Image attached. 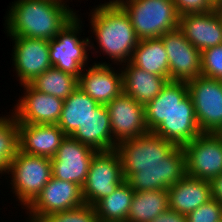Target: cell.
Listing matches in <instances>:
<instances>
[{"instance_id": "52a82bcc", "label": "cell", "mask_w": 222, "mask_h": 222, "mask_svg": "<svg viewBox=\"0 0 222 222\" xmlns=\"http://www.w3.org/2000/svg\"><path fill=\"white\" fill-rule=\"evenodd\" d=\"M80 22L82 24L76 15L56 37L49 40L51 65L77 78L88 63L89 54L87 51L94 49V43L92 44L88 37L85 39L77 37L82 32L80 31L82 28Z\"/></svg>"}, {"instance_id": "8fae6325", "label": "cell", "mask_w": 222, "mask_h": 222, "mask_svg": "<svg viewBox=\"0 0 222 222\" xmlns=\"http://www.w3.org/2000/svg\"><path fill=\"white\" fill-rule=\"evenodd\" d=\"M82 187L76 183L51 177L39 195L26 208L29 222H39L43 217L84 205Z\"/></svg>"}, {"instance_id": "e575fe53", "label": "cell", "mask_w": 222, "mask_h": 222, "mask_svg": "<svg viewBox=\"0 0 222 222\" xmlns=\"http://www.w3.org/2000/svg\"><path fill=\"white\" fill-rule=\"evenodd\" d=\"M215 8L221 3V0H208Z\"/></svg>"}, {"instance_id": "e0dca14e", "label": "cell", "mask_w": 222, "mask_h": 222, "mask_svg": "<svg viewBox=\"0 0 222 222\" xmlns=\"http://www.w3.org/2000/svg\"><path fill=\"white\" fill-rule=\"evenodd\" d=\"M78 88L98 104L107 105L123 93L122 71L115 72L106 62L94 63L87 70H82L78 78Z\"/></svg>"}, {"instance_id": "277c9868", "label": "cell", "mask_w": 222, "mask_h": 222, "mask_svg": "<svg viewBox=\"0 0 222 222\" xmlns=\"http://www.w3.org/2000/svg\"><path fill=\"white\" fill-rule=\"evenodd\" d=\"M116 1L109 0L92 9L90 23L101 52L121 65L131 60L139 38L128 14Z\"/></svg>"}, {"instance_id": "5b68a950", "label": "cell", "mask_w": 222, "mask_h": 222, "mask_svg": "<svg viewBox=\"0 0 222 222\" xmlns=\"http://www.w3.org/2000/svg\"><path fill=\"white\" fill-rule=\"evenodd\" d=\"M128 14L139 40L158 38L178 28L172 0H117Z\"/></svg>"}, {"instance_id": "ba28073f", "label": "cell", "mask_w": 222, "mask_h": 222, "mask_svg": "<svg viewBox=\"0 0 222 222\" xmlns=\"http://www.w3.org/2000/svg\"><path fill=\"white\" fill-rule=\"evenodd\" d=\"M123 181L122 162L117 150L97 151L90 162L87 179L82 187L85 204L94 206L113 193Z\"/></svg>"}, {"instance_id": "4316f807", "label": "cell", "mask_w": 222, "mask_h": 222, "mask_svg": "<svg viewBox=\"0 0 222 222\" xmlns=\"http://www.w3.org/2000/svg\"><path fill=\"white\" fill-rule=\"evenodd\" d=\"M30 84L42 93L65 100L78 88V78L52 66Z\"/></svg>"}, {"instance_id": "603a6c76", "label": "cell", "mask_w": 222, "mask_h": 222, "mask_svg": "<svg viewBox=\"0 0 222 222\" xmlns=\"http://www.w3.org/2000/svg\"><path fill=\"white\" fill-rule=\"evenodd\" d=\"M130 62L146 72L165 77L169 81L168 54L160 37L139 40Z\"/></svg>"}, {"instance_id": "ffe728a7", "label": "cell", "mask_w": 222, "mask_h": 222, "mask_svg": "<svg viewBox=\"0 0 222 222\" xmlns=\"http://www.w3.org/2000/svg\"><path fill=\"white\" fill-rule=\"evenodd\" d=\"M167 191L169 209L184 215L212 199L210 181L188 175L169 187Z\"/></svg>"}, {"instance_id": "4dcf8cb0", "label": "cell", "mask_w": 222, "mask_h": 222, "mask_svg": "<svg viewBox=\"0 0 222 222\" xmlns=\"http://www.w3.org/2000/svg\"><path fill=\"white\" fill-rule=\"evenodd\" d=\"M186 219L187 222H221L222 205L212 198L187 214Z\"/></svg>"}, {"instance_id": "44dd1931", "label": "cell", "mask_w": 222, "mask_h": 222, "mask_svg": "<svg viewBox=\"0 0 222 222\" xmlns=\"http://www.w3.org/2000/svg\"><path fill=\"white\" fill-rule=\"evenodd\" d=\"M71 137L96 151L114 150L118 144L112 137L110 117L106 105L100 104Z\"/></svg>"}, {"instance_id": "7a4b0ae2", "label": "cell", "mask_w": 222, "mask_h": 222, "mask_svg": "<svg viewBox=\"0 0 222 222\" xmlns=\"http://www.w3.org/2000/svg\"><path fill=\"white\" fill-rule=\"evenodd\" d=\"M145 115L149 132L175 146L183 147L202 133L184 81H168L145 106Z\"/></svg>"}, {"instance_id": "484cf974", "label": "cell", "mask_w": 222, "mask_h": 222, "mask_svg": "<svg viewBox=\"0 0 222 222\" xmlns=\"http://www.w3.org/2000/svg\"><path fill=\"white\" fill-rule=\"evenodd\" d=\"M168 209L167 190L135 192L126 222H151Z\"/></svg>"}, {"instance_id": "30bf717a", "label": "cell", "mask_w": 222, "mask_h": 222, "mask_svg": "<svg viewBox=\"0 0 222 222\" xmlns=\"http://www.w3.org/2000/svg\"><path fill=\"white\" fill-rule=\"evenodd\" d=\"M182 148L186 175L211 181L222 174V133H201Z\"/></svg>"}, {"instance_id": "8d00e7d4", "label": "cell", "mask_w": 222, "mask_h": 222, "mask_svg": "<svg viewBox=\"0 0 222 222\" xmlns=\"http://www.w3.org/2000/svg\"><path fill=\"white\" fill-rule=\"evenodd\" d=\"M218 13L220 14L221 18H222V9H217Z\"/></svg>"}, {"instance_id": "3957f363", "label": "cell", "mask_w": 222, "mask_h": 222, "mask_svg": "<svg viewBox=\"0 0 222 222\" xmlns=\"http://www.w3.org/2000/svg\"><path fill=\"white\" fill-rule=\"evenodd\" d=\"M64 0H16L6 16L10 37L50 40L76 16Z\"/></svg>"}, {"instance_id": "d6986e66", "label": "cell", "mask_w": 222, "mask_h": 222, "mask_svg": "<svg viewBox=\"0 0 222 222\" xmlns=\"http://www.w3.org/2000/svg\"><path fill=\"white\" fill-rule=\"evenodd\" d=\"M65 137L57 124L19 123V150L26 154L51 159Z\"/></svg>"}, {"instance_id": "9a60e30c", "label": "cell", "mask_w": 222, "mask_h": 222, "mask_svg": "<svg viewBox=\"0 0 222 222\" xmlns=\"http://www.w3.org/2000/svg\"><path fill=\"white\" fill-rule=\"evenodd\" d=\"M14 42L12 60L20 84L31 83L51 68L49 40L11 37Z\"/></svg>"}, {"instance_id": "7402d4cb", "label": "cell", "mask_w": 222, "mask_h": 222, "mask_svg": "<svg viewBox=\"0 0 222 222\" xmlns=\"http://www.w3.org/2000/svg\"><path fill=\"white\" fill-rule=\"evenodd\" d=\"M121 69L123 76V93L146 106L161 92L168 82L165 77L155 75L136 67L130 61Z\"/></svg>"}, {"instance_id": "7c38bea8", "label": "cell", "mask_w": 222, "mask_h": 222, "mask_svg": "<svg viewBox=\"0 0 222 222\" xmlns=\"http://www.w3.org/2000/svg\"><path fill=\"white\" fill-rule=\"evenodd\" d=\"M97 151L71 136H66L51 158L52 176L83 187L89 172L90 162Z\"/></svg>"}, {"instance_id": "cb8c5ba5", "label": "cell", "mask_w": 222, "mask_h": 222, "mask_svg": "<svg viewBox=\"0 0 222 222\" xmlns=\"http://www.w3.org/2000/svg\"><path fill=\"white\" fill-rule=\"evenodd\" d=\"M99 104L80 88H76L63 102L57 125L71 136Z\"/></svg>"}, {"instance_id": "6da1fadb", "label": "cell", "mask_w": 222, "mask_h": 222, "mask_svg": "<svg viewBox=\"0 0 222 222\" xmlns=\"http://www.w3.org/2000/svg\"><path fill=\"white\" fill-rule=\"evenodd\" d=\"M123 178L135 192L167 190L186 175L182 147L148 132L117 144Z\"/></svg>"}, {"instance_id": "1f68e13d", "label": "cell", "mask_w": 222, "mask_h": 222, "mask_svg": "<svg viewBox=\"0 0 222 222\" xmlns=\"http://www.w3.org/2000/svg\"><path fill=\"white\" fill-rule=\"evenodd\" d=\"M179 16L206 13L215 7L208 0H172Z\"/></svg>"}, {"instance_id": "f1b7e54d", "label": "cell", "mask_w": 222, "mask_h": 222, "mask_svg": "<svg viewBox=\"0 0 222 222\" xmlns=\"http://www.w3.org/2000/svg\"><path fill=\"white\" fill-rule=\"evenodd\" d=\"M93 206L84 204L80 207L62 212L52 213L39 222H98Z\"/></svg>"}, {"instance_id": "f546056e", "label": "cell", "mask_w": 222, "mask_h": 222, "mask_svg": "<svg viewBox=\"0 0 222 222\" xmlns=\"http://www.w3.org/2000/svg\"><path fill=\"white\" fill-rule=\"evenodd\" d=\"M202 76L222 81V44L201 52Z\"/></svg>"}, {"instance_id": "d4e9b609", "label": "cell", "mask_w": 222, "mask_h": 222, "mask_svg": "<svg viewBox=\"0 0 222 222\" xmlns=\"http://www.w3.org/2000/svg\"><path fill=\"white\" fill-rule=\"evenodd\" d=\"M135 191L124 180L93 207L99 221L126 222Z\"/></svg>"}, {"instance_id": "5bb4252c", "label": "cell", "mask_w": 222, "mask_h": 222, "mask_svg": "<svg viewBox=\"0 0 222 222\" xmlns=\"http://www.w3.org/2000/svg\"><path fill=\"white\" fill-rule=\"evenodd\" d=\"M106 108L110 117L112 137L117 143L149 132L145 106L131 96L122 93L108 103Z\"/></svg>"}, {"instance_id": "d590c367", "label": "cell", "mask_w": 222, "mask_h": 222, "mask_svg": "<svg viewBox=\"0 0 222 222\" xmlns=\"http://www.w3.org/2000/svg\"><path fill=\"white\" fill-rule=\"evenodd\" d=\"M216 8L217 9H222V0H221V3Z\"/></svg>"}, {"instance_id": "d6a6232c", "label": "cell", "mask_w": 222, "mask_h": 222, "mask_svg": "<svg viewBox=\"0 0 222 222\" xmlns=\"http://www.w3.org/2000/svg\"><path fill=\"white\" fill-rule=\"evenodd\" d=\"M151 222H187L186 215L168 209Z\"/></svg>"}, {"instance_id": "4fadbf2b", "label": "cell", "mask_w": 222, "mask_h": 222, "mask_svg": "<svg viewBox=\"0 0 222 222\" xmlns=\"http://www.w3.org/2000/svg\"><path fill=\"white\" fill-rule=\"evenodd\" d=\"M160 38L168 54L169 81L187 82L202 75L201 51L178 28L166 32Z\"/></svg>"}, {"instance_id": "8992f818", "label": "cell", "mask_w": 222, "mask_h": 222, "mask_svg": "<svg viewBox=\"0 0 222 222\" xmlns=\"http://www.w3.org/2000/svg\"><path fill=\"white\" fill-rule=\"evenodd\" d=\"M8 174L12 175L9 177L12 178L10 184L14 196L27 208L52 177L51 159L19 150L10 164Z\"/></svg>"}, {"instance_id": "83f0119b", "label": "cell", "mask_w": 222, "mask_h": 222, "mask_svg": "<svg viewBox=\"0 0 222 222\" xmlns=\"http://www.w3.org/2000/svg\"><path fill=\"white\" fill-rule=\"evenodd\" d=\"M0 117V174H8L10 164L19 151V123L13 112Z\"/></svg>"}, {"instance_id": "ac0fdd59", "label": "cell", "mask_w": 222, "mask_h": 222, "mask_svg": "<svg viewBox=\"0 0 222 222\" xmlns=\"http://www.w3.org/2000/svg\"><path fill=\"white\" fill-rule=\"evenodd\" d=\"M178 29L201 52L222 44V18L217 8L179 16Z\"/></svg>"}, {"instance_id": "9c48e42d", "label": "cell", "mask_w": 222, "mask_h": 222, "mask_svg": "<svg viewBox=\"0 0 222 222\" xmlns=\"http://www.w3.org/2000/svg\"><path fill=\"white\" fill-rule=\"evenodd\" d=\"M202 133H222V81L199 76L186 82Z\"/></svg>"}, {"instance_id": "836d02e7", "label": "cell", "mask_w": 222, "mask_h": 222, "mask_svg": "<svg viewBox=\"0 0 222 222\" xmlns=\"http://www.w3.org/2000/svg\"><path fill=\"white\" fill-rule=\"evenodd\" d=\"M212 198L222 205V174L211 181Z\"/></svg>"}, {"instance_id": "2e32d148", "label": "cell", "mask_w": 222, "mask_h": 222, "mask_svg": "<svg viewBox=\"0 0 222 222\" xmlns=\"http://www.w3.org/2000/svg\"><path fill=\"white\" fill-rule=\"evenodd\" d=\"M22 86L25 95L18 100L13 111L17 122L24 124H57L64 100L42 93L30 83L22 84Z\"/></svg>"}]
</instances>
